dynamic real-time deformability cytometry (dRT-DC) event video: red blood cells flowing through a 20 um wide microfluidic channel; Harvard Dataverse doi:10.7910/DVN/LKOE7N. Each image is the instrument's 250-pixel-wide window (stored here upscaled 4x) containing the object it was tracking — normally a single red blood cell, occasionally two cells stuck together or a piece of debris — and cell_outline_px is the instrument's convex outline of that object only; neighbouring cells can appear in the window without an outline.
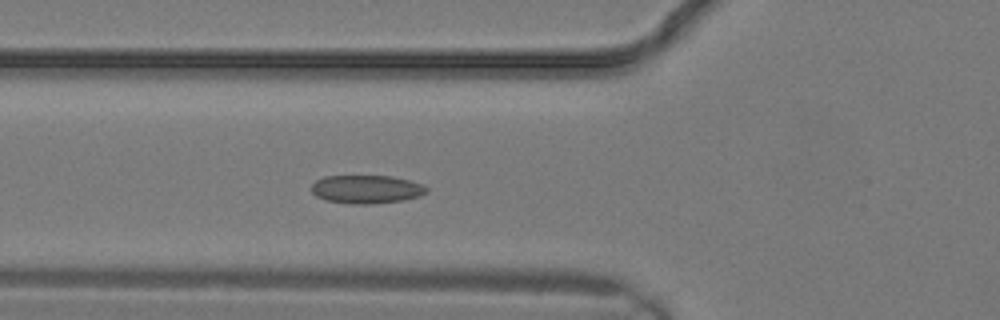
{"species": "common noctule bat (a hibernating species)", "species_latin": "Nyctalus noctula", "temperature_condition": "warm", "stored_images_in_passage": 13, "camera_frame_rate_fps": 3000, "um_per_image_px": 0.085, "animal": {"sex": "male", "body_mass_g": 19.2, "forearm_length_mm": 51.8}, "frame": {"image": 1, "passage_image": 8, "time_ms": 2.333, "image_size_px": [1000, 320], "cell_outline_px": [[428, 192], [420, 196], [404, 200], [372, 204], [352, 204], [328, 200], [316, 196], [312, 192], [312, 184], [316, 180], [324, 176], [392, 176], [424, 184], [428, 188]], "centroid_in_image_um": [31.19, 16.08], "position_along_channel_um": 94.6, "area_um2": 19.07}}
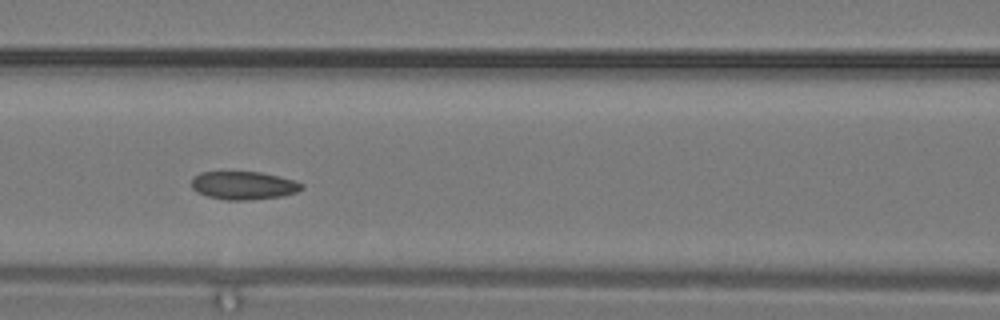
{"frame": {"image": 2, "passage_image": 10, "time_ms": 3.0, "image_size_px": [1000, 320], "cell_outline_px": [[304, 188], [296, 192], [284, 196], [244, 200], [224, 200], [208, 196], [196, 192], [192, 188], [192, 176], [200, 172], [260, 172], [280, 176], [296, 180], [304, 184]], "centroid_in_image_um": [20.72, 15.76], "position_along_channel_um": 145.9, "area_um2": 18.26}}
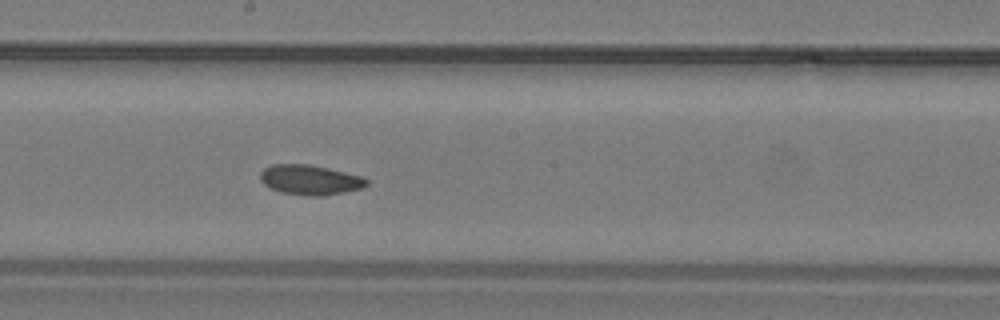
{"frame": {"image": 3, "passage_image": 13, "time_ms": 4.0, "image_size_px": [1000, 320], "cell_outline_px": [[368, 184], [360, 188], [344, 192], [324, 196], [308, 196], [280, 192], [264, 184], [260, 180], [260, 172], [264, 168], [272, 164], [308, 164], [328, 168], [360, 176], [368, 180]], "centroid_in_image_um": [26.32, 15.29], "position_along_channel_um": 221.9, "area_um2": 18.44}}